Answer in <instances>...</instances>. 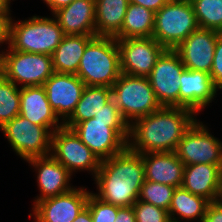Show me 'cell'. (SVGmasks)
Instances as JSON below:
<instances>
[{"label":"cell","mask_w":222,"mask_h":222,"mask_svg":"<svg viewBox=\"0 0 222 222\" xmlns=\"http://www.w3.org/2000/svg\"><path fill=\"white\" fill-rule=\"evenodd\" d=\"M196 116L187 108L162 106L129 126L128 148L139 154L175 152Z\"/></svg>","instance_id":"obj_1"},{"label":"cell","mask_w":222,"mask_h":222,"mask_svg":"<svg viewBox=\"0 0 222 222\" xmlns=\"http://www.w3.org/2000/svg\"><path fill=\"white\" fill-rule=\"evenodd\" d=\"M100 200L118 207H130L139 197L145 181V168L141 154L128 147L111 158L101 160L94 178Z\"/></svg>","instance_id":"obj_2"},{"label":"cell","mask_w":222,"mask_h":222,"mask_svg":"<svg viewBox=\"0 0 222 222\" xmlns=\"http://www.w3.org/2000/svg\"><path fill=\"white\" fill-rule=\"evenodd\" d=\"M121 74L119 49L113 37L94 36L81 57L77 76L85 86L112 87Z\"/></svg>","instance_id":"obj_3"},{"label":"cell","mask_w":222,"mask_h":222,"mask_svg":"<svg viewBox=\"0 0 222 222\" xmlns=\"http://www.w3.org/2000/svg\"><path fill=\"white\" fill-rule=\"evenodd\" d=\"M65 34L53 16L12 19L9 48L15 51L52 55Z\"/></svg>","instance_id":"obj_4"},{"label":"cell","mask_w":222,"mask_h":222,"mask_svg":"<svg viewBox=\"0 0 222 222\" xmlns=\"http://www.w3.org/2000/svg\"><path fill=\"white\" fill-rule=\"evenodd\" d=\"M111 89L112 99L129 126L162 107L147 77L121 73Z\"/></svg>","instance_id":"obj_5"},{"label":"cell","mask_w":222,"mask_h":222,"mask_svg":"<svg viewBox=\"0 0 222 222\" xmlns=\"http://www.w3.org/2000/svg\"><path fill=\"white\" fill-rule=\"evenodd\" d=\"M198 28L190 0L168 1L155 13L152 37L165 49L174 50Z\"/></svg>","instance_id":"obj_6"},{"label":"cell","mask_w":222,"mask_h":222,"mask_svg":"<svg viewBox=\"0 0 222 222\" xmlns=\"http://www.w3.org/2000/svg\"><path fill=\"white\" fill-rule=\"evenodd\" d=\"M72 129L100 160L111 158L128 147L127 122H102L90 118Z\"/></svg>","instance_id":"obj_7"},{"label":"cell","mask_w":222,"mask_h":222,"mask_svg":"<svg viewBox=\"0 0 222 222\" xmlns=\"http://www.w3.org/2000/svg\"><path fill=\"white\" fill-rule=\"evenodd\" d=\"M7 48L3 51L2 74L16 86H40L54 74L51 55Z\"/></svg>","instance_id":"obj_8"},{"label":"cell","mask_w":222,"mask_h":222,"mask_svg":"<svg viewBox=\"0 0 222 222\" xmlns=\"http://www.w3.org/2000/svg\"><path fill=\"white\" fill-rule=\"evenodd\" d=\"M0 131L7 138L13 151L24 161L51 154L52 131L31 123L18 115L5 123Z\"/></svg>","instance_id":"obj_9"},{"label":"cell","mask_w":222,"mask_h":222,"mask_svg":"<svg viewBox=\"0 0 222 222\" xmlns=\"http://www.w3.org/2000/svg\"><path fill=\"white\" fill-rule=\"evenodd\" d=\"M51 155L72 175L78 171H89L96 177L101 160L89 149L71 128L64 125L52 133Z\"/></svg>","instance_id":"obj_10"},{"label":"cell","mask_w":222,"mask_h":222,"mask_svg":"<svg viewBox=\"0 0 222 222\" xmlns=\"http://www.w3.org/2000/svg\"><path fill=\"white\" fill-rule=\"evenodd\" d=\"M208 130L200 120H196L184 133L175 153L185 166L205 163L222 169V142Z\"/></svg>","instance_id":"obj_11"},{"label":"cell","mask_w":222,"mask_h":222,"mask_svg":"<svg viewBox=\"0 0 222 222\" xmlns=\"http://www.w3.org/2000/svg\"><path fill=\"white\" fill-rule=\"evenodd\" d=\"M185 69L179 54L166 49L147 76L161 106L179 107L181 73Z\"/></svg>","instance_id":"obj_12"},{"label":"cell","mask_w":222,"mask_h":222,"mask_svg":"<svg viewBox=\"0 0 222 222\" xmlns=\"http://www.w3.org/2000/svg\"><path fill=\"white\" fill-rule=\"evenodd\" d=\"M121 73L147 77L166 50L153 37L116 39Z\"/></svg>","instance_id":"obj_13"},{"label":"cell","mask_w":222,"mask_h":222,"mask_svg":"<svg viewBox=\"0 0 222 222\" xmlns=\"http://www.w3.org/2000/svg\"><path fill=\"white\" fill-rule=\"evenodd\" d=\"M91 191L85 187H75L55 197L33 204L32 213L35 222H73L86 207Z\"/></svg>","instance_id":"obj_14"},{"label":"cell","mask_w":222,"mask_h":222,"mask_svg":"<svg viewBox=\"0 0 222 222\" xmlns=\"http://www.w3.org/2000/svg\"><path fill=\"white\" fill-rule=\"evenodd\" d=\"M43 87L51 108L64 123L74 112L85 83L77 75L54 72Z\"/></svg>","instance_id":"obj_15"},{"label":"cell","mask_w":222,"mask_h":222,"mask_svg":"<svg viewBox=\"0 0 222 222\" xmlns=\"http://www.w3.org/2000/svg\"><path fill=\"white\" fill-rule=\"evenodd\" d=\"M218 33L215 30L198 28L174 49L185 69L210 74Z\"/></svg>","instance_id":"obj_16"},{"label":"cell","mask_w":222,"mask_h":222,"mask_svg":"<svg viewBox=\"0 0 222 222\" xmlns=\"http://www.w3.org/2000/svg\"><path fill=\"white\" fill-rule=\"evenodd\" d=\"M26 162L34 167L37 174L36 179L40 195L34 199L33 204L64 194L75 188L70 184L73 175L51 154L45 157L31 158Z\"/></svg>","instance_id":"obj_17"},{"label":"cell","mask_w":222,"mask_h":222,"mask_svg":"<svg viewBox=\"0 0 222 222\" xmlns=\"http://www.w3.org/2000/svg\"><path fill=\"white\" fill-rule=\"evenodd\" d=\"M179 107L192 110L196 115L216 98L219 89L209 73L184 69L180 78Z\"/></svg>","instance_id":"obj_18"},{"label":"cell","mask_w":222,"mask_h":222,"mask_svg":"<svg viewBox=\"0 0 222 222\" xmlns=\"http://www.w3.org/2000/svg\"><path fill=\"white\" fill-rule=\"evenodd\" d=\"M19 115L35 125L49 128L52 132L64 125L51 108L43 85L20 87Z\"/></svg>","instance_id":"obj_19"},{"label":"cell","mask_w":222,"mask_h":222,"mask_svg":"<svg viewBox=\"0 0 222 222\" xmlns=\"http://www.w3.org/2000/svg\"><path fill=\"white\" fill-rule=\"evenodd\" d=\"M52 16L65 35H96L95 0H74Z\"/></svg>","instance_id":"obj_20"},{"label":"cell","mask_w":222,"mask_h":222,"mask_svg":"<svg viewBox=\"0 0 222 222\" xmlns=\"http://www.w3.org/2000/svg\"><path fill=\"white\" fill-rule=\"evenodd\" d=\"M145 180L180 187L183 182L184 163L175 152H149L141 154Z\"/></svg>","instance_id":"obj_21"},{"label":"cell","mask_w":222,"mask_h":222,"mask_svg":"<svg viewBox=\"0 0 222 222\" xmlns=\"http://www.w3.org/2000/svg\"><path fill=\"white\" fill-rule=\"evenodd\" d=\"M222 169L218 165L198 163L184 166L182 187L210 202L218 197Z\"/></svg>","instance_id":"obj_22"},{"label":"cell","mask_w":222,"mask_h":222,"mask_svg":"<svg viewBox=\"0 0 222 222\" xmlns=\"http://www.w3.org/2000/svg\"><path fill=\"white\" fill-rule=\"evenodd\" d=\"M96 35H65L53 52L54 72L77 75L87 43Z\"/></svg>","instance_id":"obj_23"},{"label":"cell","mask_w":222,"mask_h":222,"mask_svg":"<svg viewBox=\"0 0 222 222\" xmlns=\"http://www.w3.org/2000/svg\"><path fill=\"white\" fill-rule=\"evenodd\" d=\"M129 0H95L96 36L116 38L120 34Z\"/></svg>","instance_id":"obj_24"},{"label":"cell","mask_w":222,"mask_h":222,"mask_svg":"<svg viewBox=\"0 0 222 222\" xmlns=\"http://www.w3.org/2000/svg\"><path fill=\"white\" fill-rule=\"evenodd\" d=\"M209 203L206 198L192 194L182 186L176 187L168 209L169 218L177 222L181 219L203 222Z\"/></svg>","instance_id":"obj_25"},{"label":"cell","mask_w":222,"mask_h":222,"mask_svg":"<svg viewBox=\"0 0 222 222\" xmlns=\"http://www.w3.org/2000/svg\"><path fill=\"white\" fill-rule=\"evenodd\" d=\"M111 99L110 87L85 86L74 112L64 126L72 129L77 123L93 118Z\"/></svg>","instance_id":"obj_26"},{"label":"cell","mask_w":222,"mask_h":222,"mask_svg":"<svg viewBox=\"0 0 222 222\" xmlns=\"http://www.w3.org/2000/svg\"><path fill=\"white\" fill-rule=\"evenodd\" d=\"M154 19L155 12L152 10L129 3L120 34L116 39L152 37Z\"/></svg>","instance_id":"obj_27"},{"label":"cell","mask_w":222,"mask_h":222,"mask_svg":"<svg viewBox=\"0 0 222 222\" xmlns=\"http://www.w3.org/2000/svg\"><path fill=\"white\" fill-rule=\"evenodd\" d=\"M20 112V87L0 75V128Z\"/></svg>","instance_id":"obj_28"},{"label":"cell","mask_w":222,"mask_h":222,"mask_svg":"<svg viewBox=\"0 0 222 222\" xmlns=\"http://www.w3.org/2000/svg\"><path fill=\"white\" fill-rule=\"evenodd\" d=\"M199 28L222 33V0H190Z\"/></svg>","instance_id":"obj_29"},{"label":"cell","mask_w":222,"mask_h":222,"mask_svg":"<svg viewBox=\"0 0 222 222\" xmlns=\"http://www.w3.org/2000/svg\"><path fill=\"white\" fill-rule=\"evenodd\" d=\"M174 190L173 186L145 180L140 189L138 200L168 211Z\"/></svg>","instance_id":"obj_30"},{"label":"cell","mask_w":222,"mask_h":222,"mask_svg":"<svg viewBox=\"0 0 222 222\" xmlns=\"http://www.w3.org/2000/svg\"><path fill=\"white\" fill-rule=\"evenodd\" d=\"M86 206L89 208L93 222H115L120 208L100 200L92 192L88 197Z\"/></svg>","instance_id":"obj_31"},{"label":"cell","mask_w":222,"mask_h":222,"mask_svg":"<svg viewBox=\"0 0 222 222\" xmlns=\"http://www.w3.org/2000/svg\"><path fill=\"white\" fill-rule=\"evenodd\" d=\"M135 211L136 222H169L167 210L152 204L137 200L132 205Z\"/></svg>","instance_id":"obj_32"},{"label":"cell","mask_w":222,"mask_h":222,"mask_svg":"<svg viewBox=\"0 0 222 222\" xmlns=\"http://www.w3.org/2000/svg\"><path fill=\"white\" fill-rule=\"evenodd\" d=\"M210 76L214 85L222 90V33H218Z\"/></svg>","instance_id":"obj_33"},{"label":"cell","mask_w":222,"mask_h":222,"mask_svg":"<svg viewBox=\"0 0 222 222\" xmlns=\"http://www.w3.org/2000/svg\"><path fill=\"white\" fill-rule=\"evenodd\" d=\"M93 118L102 122H126L113 99L106 103Z\"/></svg>","instance_id":"obj_34"},{"label":"cell","mask_w":222,"mask_h":222,"mask_svg":"<svg viewBox=\"0 0 222 222\" xmlns=\"http://www.w3.org/2000/svg\"><path fill=\"white\" fill-rule=\"evenodd\" d=\"M11 9L10 8H0V46L1 44L10 43V33H11Z\"/></svg>","instance_id":"obj_35"},{"label":"cell","mask_w":222,"mask_h":222,"mask_svg":"<svg viewBox=\"0 0 222 222\" xmlns=\"http://www.w3.org/2000/svg\"><path fill=\"white\" fill-rule=\"evenodd\" d=\"M203 222H222V206L217 202H210Z\"/></svg>","instance_id":"obj_36"},{"label":"cell","mask_w":222,"mask_h":222,"mask_svg":"<svg viewBox=\"0 0 222 222\" xmlns=\"http://www.w3.org/2000/svg\"><path fill=\"white\" fill-rule=\"evenodd\" d=\"M169 0H129V3L143 6L147 9L157 12L160 10Z\"/></svg>","instance_id":"obj_37"},{"label":"cell","mask_w":222,"mask_h":222,"mask_svg":"<svg viewBox=\"0 0 222 222\" xmlns=\"http://www.w3.org/2000/svg\"><path fill=\"white\" fill-rule=\"evenodd\" d=\"M115 222H136L135 211L132 206L120 207Z\"/></svg>","instance_id":"obj_38"},{"label":"cell","mask_w":222,"mask_h":222,"mask_svg":"<svg viewBox=\"0 0 222 222\" xmlns=\"http://www.w3.org/2000/svg\"><path fill=\"white\" fill-rule=\"evenodd\" d=\"M53 14L58 9L71 4L74 0H43Z\"/></svg>","instance_id":"obj_39"},{"label":"cell","mask_w":222,"mask_h":222,"mask_svg":"<svg viewBox=\"0 0 222 222\" xmlns=\"http://www.w3.org/2000/svg\"><path fill=\"white\" fill-rule=\"evenodd\" d=\"M73 222H93L89 208L86 206Z\"/></svg>","instance_id":"obj_40"},{"label":"cell","mask_w":222,"mask_h":222,"mask_svg":"<svg viewBox=\"0 0 222 222\" xmlns=\"http://www.w3.org/2000/svg\"><path fill=\"white\" fill-rule=\"evenodd\" d=\"M216 201L222 206V175L220 178L219 192H218V197Z\"/></svg>","instance_id":"obj_41"},{"label":"cell","mask_w":222,"mask_h":222,"mask_svg":"<svg viewBox=\"0 0 222 222\" xmlns=\"http://www.w3.org/2000/svg\"><path fill=\"white\" fill-rule=\"evenodd\" d=\"M12 0H0V8H10Z\"/></svg>","instance_id":"obj_42"},{"label":"cell","mask_w":222,"mask_h":222,"mask_svg":"<svg viewBox=\"0 0 222 222\" xmlns=\"http://www.w3.org/2000/svg\"><path fill=\"white\" fill-rule=\"evenodd\" d=\"M3 51L0 52V75L2 74Z\"/></svg>","instance_id":"obj_43"},{"label":"cell","mask_w":222,"mask_h":222,"mask_svg":"<svg viewBox=\"0 0 222 222\" xmlns=\"http://www.w3.org/2000/svg\"><path fill=\"white\" fill-rule=\"evenodd\" d=\"M169 1H188V0H169Z\"/></svg>","instance_id":"obj_44"}]
</instances>
